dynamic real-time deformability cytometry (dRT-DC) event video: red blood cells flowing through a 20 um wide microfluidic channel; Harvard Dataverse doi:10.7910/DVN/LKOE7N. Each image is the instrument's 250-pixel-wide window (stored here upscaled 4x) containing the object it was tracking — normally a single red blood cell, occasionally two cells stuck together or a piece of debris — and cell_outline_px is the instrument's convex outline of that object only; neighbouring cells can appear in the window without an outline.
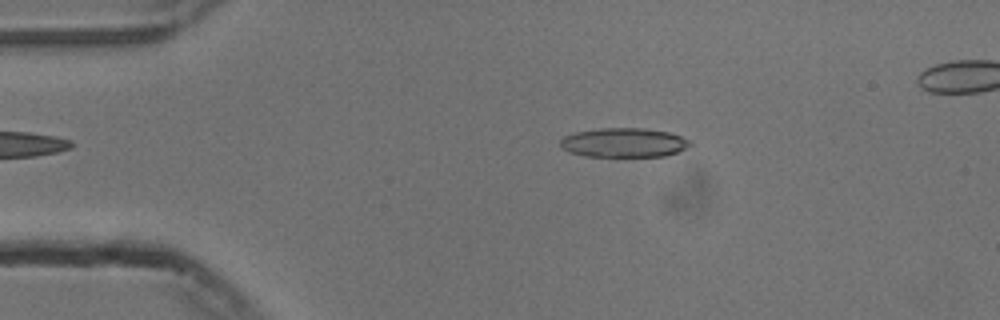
{"species": "common noctule bat (a hibernating species)", "species_latin": "Nyctalus noctula", "temperature_condition": "cold", "stored_images_in_passage": 47, "camera_frame_rate_fps": 3000, "um_per_image_px": 0.085, "animal": {"sex": "male", "body_mass_g": 13.3}, "frame": {"image": 1, "passage_image": 10, "time_ms": 3.0, "image_size_px": [1000, 320], "cell_outline_px": [[692, 144], [688, 148], [664, 156], [584, 156], [572, 152], [564, 148], [560, 144], [560, 140], [564, 136], [576, 132], [600, 128], [644, 128], [668, 132], [680, 136], [688, 140]], "centroid_in_image_um": [53.04, 12.12], "position_along_channel_um": 32.0, "area_um2": 21.91}}
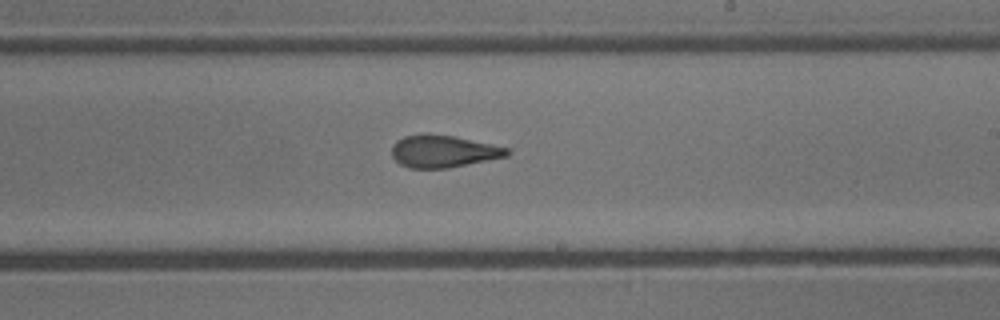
{"frame": {"image": 2, "passage_image": 31, "time_ms": 10.0, "image_size_px": [1000, 320], "cell_outline_px": [[512, 152], [508, 156], [448, 168], [408, 168], [400, 164], [392, 156], [392, 144], [396, 140], [404, 136], [424, 132], [428, 132], [456, 136], [512, 148]], "centroid_in_image_um": [37.7, 12.83], "position_along_channel_um": 251.3, "area_um2": 22.25}}
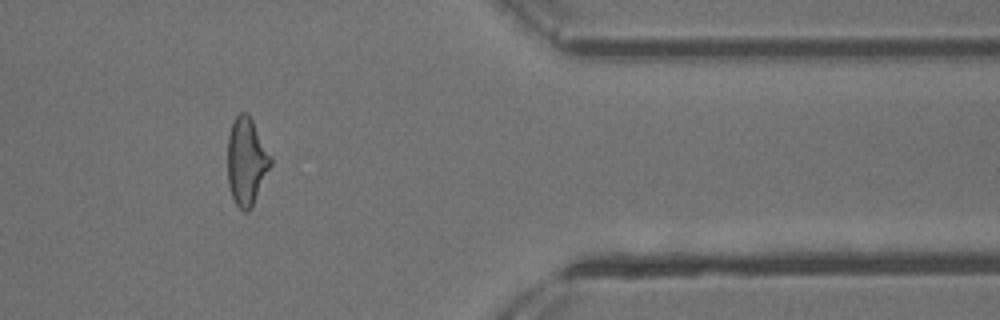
{"frame": {"image": 3, "passage_image": 44, "time_ms": 14.333, "image_size_px": [1000, 320], "cell_outline_px": [[272, 164], [252, 208], [248, 212], [244, 212], [236, 204], [232, 196], [228, 184], [228, 136], [232, 124], [236, 116], [240, 112], [248, 112], [272, 156]], "centroid_in_image_um": [20.97, 13.73], "position_along_channel_um": 390.4, "area_um2": 22.14}, "authors_computed_cell_mechanics": {"area_um2": 22.4264, "velocity_mm_per_s": 3.7679, "shape_relaxation_time_tau1_ms": 6.7085, "shape_relaxation_time_tau2_ms": 2.3781, "deformation_change_tau1": 0.1756, "deformation_change_tau2": 0.1121}}